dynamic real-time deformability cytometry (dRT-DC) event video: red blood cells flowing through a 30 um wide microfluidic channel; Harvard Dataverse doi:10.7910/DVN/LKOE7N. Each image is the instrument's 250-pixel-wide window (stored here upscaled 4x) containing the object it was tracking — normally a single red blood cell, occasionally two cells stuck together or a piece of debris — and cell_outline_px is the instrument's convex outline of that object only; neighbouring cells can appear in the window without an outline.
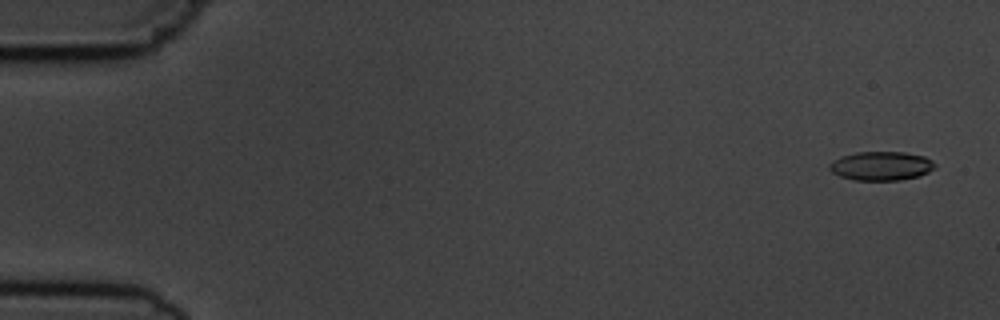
{"species": "common noctule bat (a hibernating species)", "species_latin": "Nyctalus noctula", "temperature_condition": "cold", "stored_images_in_passage": 5, "camera_frame_rate_fps": 3000, "um_per_image_px": 0.085, "animal": {"sex": "male", "body_mass_g": 19.5, "forearm_length_mm": 54.6}, "frame": {"image": 1, "passage_image": 1, "time_ms": 0.0, "image_size_px": [1000, 320], "cell_outline_px": [[936, 168], [928, 172], [916, 176], [900, 180], [852, 180], [840, 176], [832, 172], [828, 168], [828, 164], [832, 160], [840, 156], [856, 152], [904, 152], [924, 156], [932, 160], [936, 164]], "centroid_in_image_um": [74.87, 14.1], "position_along_channel_um": 10.1, "area_um2": 17.92}}